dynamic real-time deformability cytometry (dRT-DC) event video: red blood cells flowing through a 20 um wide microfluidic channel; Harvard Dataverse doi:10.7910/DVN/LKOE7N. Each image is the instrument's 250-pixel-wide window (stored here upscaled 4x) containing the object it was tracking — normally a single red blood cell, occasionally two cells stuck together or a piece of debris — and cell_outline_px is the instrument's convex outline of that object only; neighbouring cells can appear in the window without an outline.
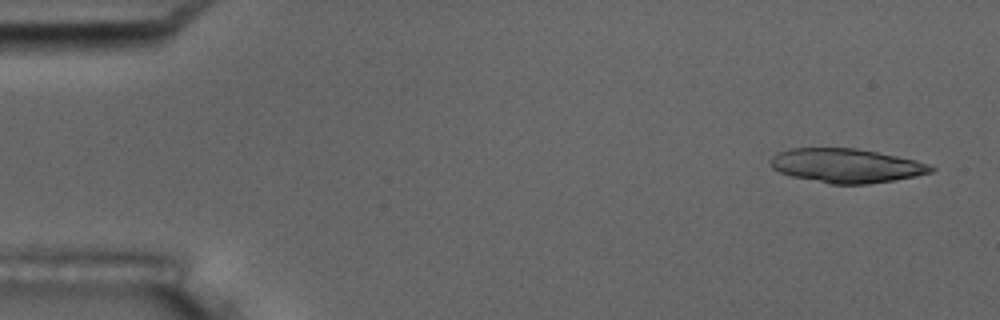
{"species": "common noctule bat (a hibernating species)", "species_latin": "Nyctalus noctula", "temperature_condition": "room temperature", "stored_images_in_passage": 6, "camera_frame_rate_fps": 3000, "um_per_image_px": 0.085, "animal": {"sex": "male", "body_mass_g": 17.5, "forearm_length_mm": 52.3}, "frame": {"image": 1, "passage_image": 1, "time_ms": 0.0, "image_size_px": [1000, 320], "cell_outline_px": [[936, 168], [932, 172], [916, 176], [868, 184], [828, 184], [792, 176], [780, 172], [772, 168], [768, 164], [768, 160], [776, 152], [788, 148], [856, 148], [916, 160], [928, 164]], "centroid_in_image_um": [71.88, 14.08], "position_along_channel_um": 13.1, "area_um2": 32.02}}